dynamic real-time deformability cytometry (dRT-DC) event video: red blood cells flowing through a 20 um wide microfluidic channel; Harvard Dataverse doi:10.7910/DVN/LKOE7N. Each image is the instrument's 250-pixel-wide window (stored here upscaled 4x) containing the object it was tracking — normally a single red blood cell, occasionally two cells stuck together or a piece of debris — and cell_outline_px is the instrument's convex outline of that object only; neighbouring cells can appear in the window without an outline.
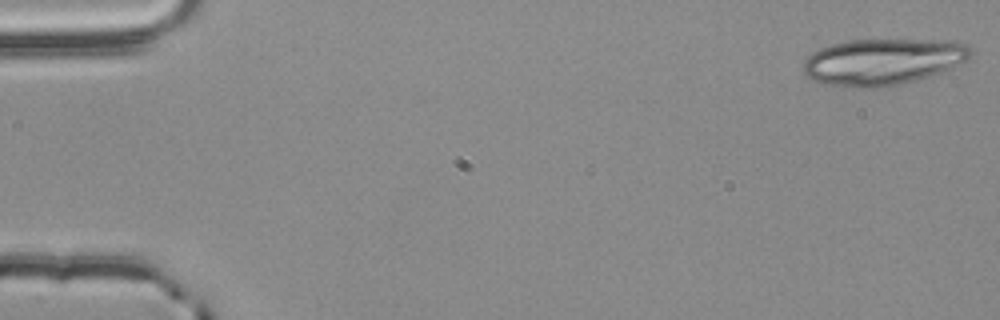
{"species": "common noctule bat (a hibernating species)", "species_latin": "Nyctalus noctula", "temperature_condition": "room temperature", "stored_images_in_passage": 55, "segment_of_instrument_passage": [1, 2], "camera_frame_rate_fps": 3000, "um_per_image_px": 0.085, "animal": {"sex": "male", "body_mass_g": 20.4}, "frame": {"image": 1, "passage_image": 1, "time_ms": 0.0, "image_size_px": [1000, 320], "cell_outline_px": [[972, 56], [968, 60], [940, 72], [904, 84], [876, 88], [856, 88], [824, 84], [812, 80], [804, 72], [804, 60], [812, 52], [820, 48], [832, 44], [848, 40], [952, 40], [964, 44], [972, 52]], "centroid_in_image_um": [75.02, 5.25], "position_along_channel_um": 10.0, "area_um2": 45.37}}
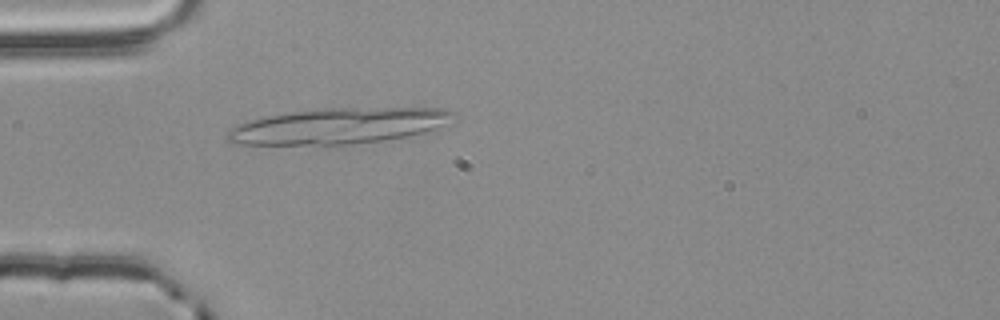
{"frame": {"image": 2, "passage_image": 16, "time_ms": 5.0, "image_size_px": [1000, 320], "cell_outline_px": [[460, 116], [436, 128], [424, 132], [404, 136], [380, 140], [344, 144], [232, 144], [228, 140], [228, 132], [236, 124], [248, 120], [288, 112], [328, 108], [444, 108], [456, 112]], "centroid_in_image_um": [28.8, 10.69], "position_along_channel_um": 56.2, "area_um2": 46.64}}
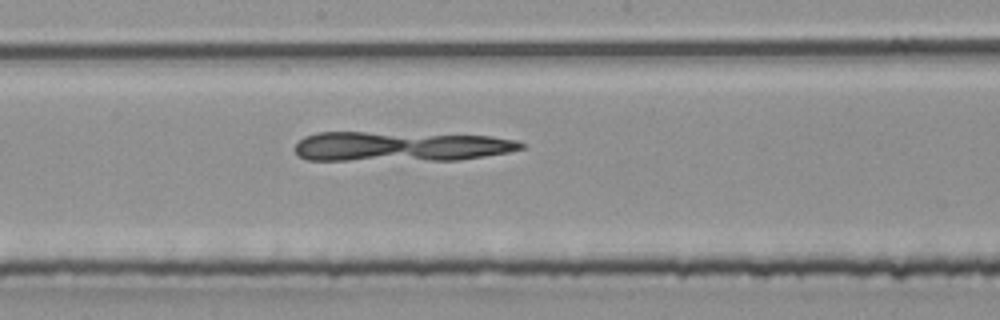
{"frame": {"image": 3, "passage_image": 29, "time_ms": 9.333, "image_size_px": [1000, 320], "cell_outline_px": [[524, 148], [508, 152], [460, 160], [308, 160], [300, 156], [296, 152], [296, 144], [304, 136], [316, 132], [364, 132], [492, 136], [516, 140], [524, 144]], "centroid_in_image_um": [34.04, 12.45], "position_along_channel_um": 214.2, "area_um2": 39.19}}